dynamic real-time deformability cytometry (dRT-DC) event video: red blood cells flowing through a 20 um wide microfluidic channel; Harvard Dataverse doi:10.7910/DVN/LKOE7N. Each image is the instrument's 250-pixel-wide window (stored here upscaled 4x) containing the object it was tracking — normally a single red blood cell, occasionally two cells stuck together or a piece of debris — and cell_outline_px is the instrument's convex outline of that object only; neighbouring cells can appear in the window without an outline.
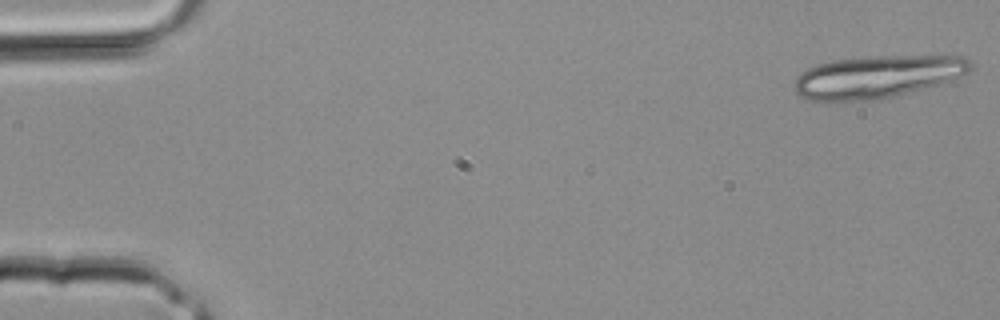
{"species": "common noctule bat (a hibernating species)", "species_latin": "Nyctalus noctula", "temperature_condition": "room temperature", "stored_images_in_passage": 5, "camera_frame_rate_fps": 3000, "um_per_image_px": 0.085, "animal": {"sex": "male", "body_mass_g": 20.4}, "frame": {"image": 1, "passage_image": 1, "time_ms": 0.0, "image_size_px": [1000, 320], "cell_outline_px": [[972, 68], [968, 72], [948, 80], [936, 84], [888, 96], [868, 100], [808, 100], [800, 96], [792, 88], [796, 80], [808, 68], [832, 60], [876, 56], [964, 56], [972, 64]], "centroid_in_image_um": [74.53, 6.5], "position_along_channel_um": 10.5, "area_um2": 42.37}}